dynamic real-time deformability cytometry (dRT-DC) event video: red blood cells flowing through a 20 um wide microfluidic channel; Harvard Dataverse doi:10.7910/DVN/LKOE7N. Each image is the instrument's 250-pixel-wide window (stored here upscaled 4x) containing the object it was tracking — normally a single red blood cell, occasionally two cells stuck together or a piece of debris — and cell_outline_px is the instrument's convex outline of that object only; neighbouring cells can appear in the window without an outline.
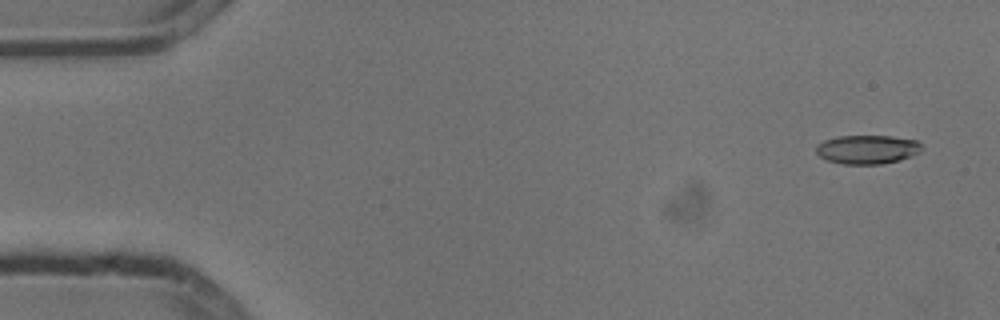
{"species": "common noctule bat (a hibernating species)", "species_latin": "Nyctalus noctula", "temperature_condition": "cold", "stored_images_in_passage": 4, "camera_frame_rate_fps": 3000, "um_per_image_px": 0.085, "animal": {"sex": "male", "body_mass_g": 13.3}, "frame": {"image": 1, "passage_image": 1, "time_ms": 0.0, "image_size_px": [1000, 320], "cell_outline_px": [[920, 152], [912, 156], [900, 160], [880, 164], [844, 164], [828, 160], [820, 156], [816, 152], [816, 144], [824, 140], [840, 136], [892, 136], [916, 140], [920, 144]], "centroid_in_image_um": [73.71, 12.7], "position_along_channel_um": 11.3, "area_um2": 17.69}}
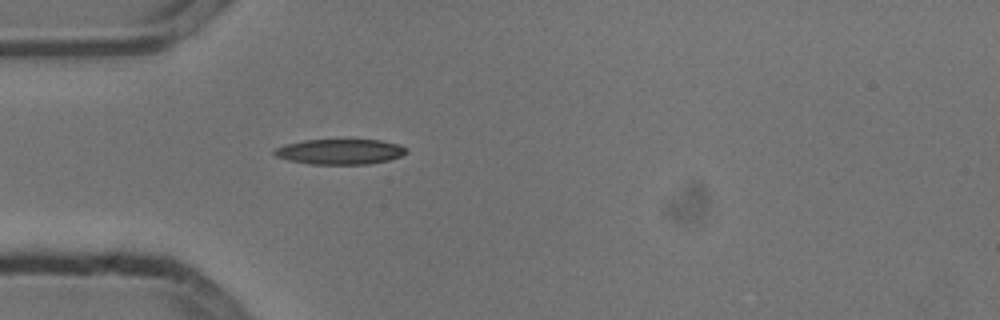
{"frame": {"image": 2, "passage_image": 4, "time_ms": 1.0, "image_size_px": [1000, 320], "cell_outline_px": [[408, 152], [400, 156], [388, 160], [368, 164], [308, 164], [288, 160], [276, 156], [272, 152], [276, 148], [284, 144], [304, 140], [380, 140], [400, 144], [408, 148]], "centroid_in_image_um": [28.91, 12.89], "position_along_channel_um": 56.1, "area_um2": 19.54}}